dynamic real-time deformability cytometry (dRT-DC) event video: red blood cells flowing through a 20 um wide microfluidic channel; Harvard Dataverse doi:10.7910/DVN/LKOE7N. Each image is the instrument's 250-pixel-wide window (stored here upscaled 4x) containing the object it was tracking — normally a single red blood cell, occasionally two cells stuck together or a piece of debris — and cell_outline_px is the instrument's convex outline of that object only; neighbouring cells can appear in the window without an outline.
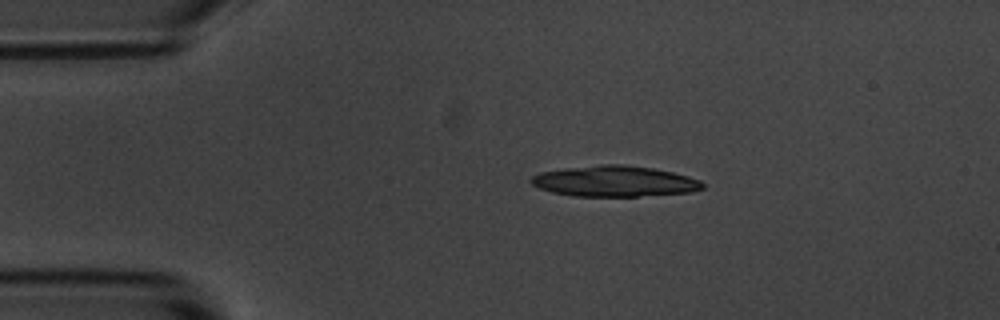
{"species": "common noctule bat (a hibernating species)", "species_latin": "Nyctalus noctula", "temperature_condition": "room temperature", "stored_images_in_passage": 7, "camera_frame_rate_fps": 3000, "um_per_image_px": 0.085, "animal": {"sex": "male", "body_mass_g": 20.1, "forearm_length_mm": 53.5}, "frame": {"image": 1, "passage_image": 1, "time_ms": 0.0, "image_size_px": [1000, 320], "cell_outline_px": [[704, 188], [692, 192], [636, 196], [572, 196], [552, 192], [540, 188], [532, 184], [528, 180], [532, 176], [540, 172], [564, 168], [600, 164], [624, 164], [652, 168], [672, 172], [688, 176], [700, 180], [704, 184]], "centroid_in_image_um": [52.22, 15.4], "position_along_channel_um": 32.8, "area_um2": 30.87}}